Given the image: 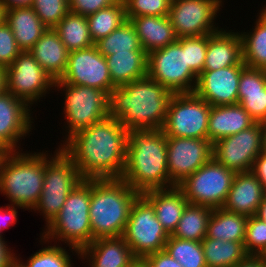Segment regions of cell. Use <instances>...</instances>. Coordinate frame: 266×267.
Masks as SVG:
<instances>
[{"label":"cell","instance_id":"1","mask_svg":"<svg viewBox=\"0 0 266 267\" xmlns=\"http://www.w3.org/2000/svg\"><path fill=\"white\" fill-rule=\"evenodd\" d=\"M129 131L110 115L72 135L61 150L83 179L121 178Z\"/></svg>","mask_w":266,"mask_h":267},{"label":"cell","instance_id":"2","mask_svg":"<svg viewBox=\"0 0 266 267\" xmlns=\"http://www.w3.org/2000/svg\"><path fill=\"white\" fill-rule=\"evenodd\" d=\"M173 93L145 76L116 86L109 95V115L128 131L162 129Z\"/></svg>","mask_w":266,"mask_h":267},{"label":"cell","instance_id":"3","mask_svg":"<svg viewBox=\"0 0 266 267\" xmlns=\"http://www.w3.org/2000/svg\"><path fill=\"white\" fill-rule=\"evenodd\" d=\"M121 179L140 194L170 188L167 136L162 129L129 131Z\"/></svg>","mask_w":266,"mask_h":267},{"label":"cell","instance_id":"4","mask_svg":"<svg viewBox=\"0 0 266 267\" xmlns=\"http://www.w3.org/2000/svg\"><path fill=\"white\" fill-rule=\"evenodd\" d=\"M139 195L121 178L91 179L92 241L122 237L132 204Z\"/></svg>","mask_w":266,"mask_h":267},{"label":"cell","instance_id":"5","mask_svg":"<svg viewBox=\"0 0 266 267\" xmlns=\"http://www.w3.org/2000/svg\"><path fill=\"white\" fill-rule=\"evenodd\" d=\"M45 153L10 151L0 175V192L10 205L32 211L42 194L45 175Z\"/></svg>","mask_w":266,"mask_h":267},{"label":"cell","instance_id":"6","mask_svg":"<svg viewBox=\"0 0 266 267\" xmlns=\"http://www.w3.org/2000/svg\"><path fill=\"white\" fill-rule=\"evenodd\" d=\"M90 198L91 179H83L68 194L60 212L45 226L40 242L61 240L69 246L71 252L79 255V251L92 242Z\"/></svg>","mask_w":266,"mask_h":267},{"label":"cell","instance_id":"7","mask_svg":"<svg viewBox=\"0 0 266 267\" xmlns=\"http://www.w3.org/2000/svg\"><path fill=\"white\" fill-rule=\"evenodd\" d=\"M58 148L52 156L45 154L42 194L38 203L33 207L34 211L37 210L43 215L46 226L60 212L68 194L83 180L73 161L61 150L60 146Z\"/></svg>","mask_w":266,"mask_h":267},{"label":"cell","instance_id":"8","mask_svg":"<svg viewBox=\"0 0 266 267\" xmlns=\"http://www.w3.org/2000/svg\"><path fill=\"white\" fill-rule=\"evenodd\" d=\"M147 76L173 94L193 93L198 75L186 58V37L147 54Z\"/></svg>","mask_w":266,"mask_h":267},{"label":"cell","instance_id":"9","mask_svg":"<svg viewBox=\"0 0 266 267\" xmlns=\"http://www.w3.org/2000/svg\"><path fill=\"white\" fill-rule=\"evenodd\" d=\"M64 92V117L67 128L66 142L76 132L109 116V95L98 88L85 85L54 83Z\"/></svg>","mask_w":266,"mask_h":267},{"label":"cell","instance_id":"10","mask_svg":"<svg viewBox=\"0 0 266 267\" xmlns=\"http://www.w3.org/2000/svg\"><path fill=\"white\" fill-rule=\"evenodd\" d=\"M235 172L221 165L213 157L178 187L189 204L222 208L235 176Z\"/></svg>","mask_w":266,"mask_h":267},{"label":"cell","instance_id":"11","mask_svg":"<svg viewBox=\"0 0 266 267\" xmlns=\"http://www.w3.org/2000/svg\"><path fill=\"white\" fill-rule=\"evenodd\" d=\"M122 237L136 258L165 248L169 235L158 221L153 205L142 194L132 204Z\"/></svg>","mask_w":266,"mask_h":267},{"label":"cell","instance_id":"12","mask_svg":"<svg viewBox=\"0 0 266 267\" xmlns=\"http://www.w3.org/2000/svg\"><path fill=\"white\" fill-rule=\"evenodd\" d=\"M210 109L194 92L173 94L162 131L167 137L208 139Z\"/></svg>","mask_w":266,"mask_h":267},{"label":"cell","instance_id":"13","mask_svg":"<svg viewBox=\"0 0 266 267\" xmlns=\"http://www.w3.org/2000/svg\"><path fill=\"white\" fill-rule=\"evenodd\" d=\"M54 79L41 67L29 51H21L6 68V91L24 101L29 107L52 88ZM31 105V106H30Z\"/></svg>","mask_w":266,"mask_h":267},{"label":"cell","instance_id":"14","mask_svg":"<svg viewBox=\"0 0 266 267\" xmlns=\"http://www.w3.org/2000/svg\"><path fill=\"white\" fill-rule=\"evenodd\" d=\"M222 0L171 1L169 19L177 38L214 34L222 28L214 25Z\"/></svg>","mask_w":266,"mask_h":267},{"label":"cell","instance_id":"15","mask_svg":"<svg viewBox=\"0 0 266 267\" xmlns=\"http://www.w3.org/2000/svg\"><path fill=\"white\" fill-rule=\"evenodd\" d=\"M262 153V128L256 122L237 134L218 139L213 143L212 157L235 173L249 172Z\"/></svg>","mask_w":266,"mask_h":267},{"label":"cell","instance_id":"16","mask_svg":"<svg viewBox=\"0 0 266 267\" xmlns=\"http://www.w3.org/2000/svg\"><path fill=\"white\" fill-rule=\"evenodd\" d=\"M55 83L94 87L108 95L116 87L112 83L106 58L95 45L69 52L66 70Z\"/></svg>","mask_w":266,"mask_h":267},{"label":"cell","instance_id":"17","mask_svg":"<svg viewBox=\"0 0 266 267\" xmlns=\"http://www.w3.org/2000/svg\"><path fill=\"white\" fill-rule=\"evenodd\" d=\"M212 151L213 144L208 139L167 137L170 188L206 164L212 158Z\"/></svg>","mask_w":266,"mask_h":267},{"label":"cell","instance_id":"18","mask_svg":"<svg viewBox=\"0 0 266 267\" xmlns=\"http://www.w3.org/2000/svg\"><path fill=\"white\" fill-rule=\"evenodd\" d=\"M245 66H230L198 75L194 93L211 106L238 104V86Z\"/></svg>","mask_w":266,"mask_h":267},{"label":"cell","instance_id":"19","mask_svg":"<svg viewBox=\"0 0 266 267\" xmlns=\"http://www.w3.org/2000/svg\"><path fill=\"white\" fill-rule=\"evenodd\" d=\"M30 108L10 92L5 91L0 95V145L2 147L10 151H19L18 142L32 130L34 119Z\"/></svg>","mask_w":266,"mask_h":267},{"label":"cell","instance_id":"20","mask_svg":"<svg viewBox=\"0 0 266 267\" xmlns=\"http://www.w3.org/2000/svg\"><path fill=\"white\" fill-rule=\"evenodd\" d=\"M221 29L208 35V46L203 71L230 66H246L243 62L242 38L239 32Z\"/></svg>","mask_w":266,"mask_h":267},{"label":"cell","instance_id":"21","mask_svg":"<svg viewBox=\"0 0 266 267\" xmlns=\"http://www.w3.org/2000/svg\"><path fill=\"white\" fill-rule=\"evenodd\" d=\"M78 257L87 259L88 267H131L136 259L123 237L93 240Z\"/></svg>","mask_w":266,"mask_h":267},{"label":"cell","instance_id":"22","mask_svg":"<svg viewBox=\"0 0 266 267\" xmlns=\"http://www.w3.org/2000/svg\"><path fill=\"white\" fill-rule=\"evenodd\" d=\"M264 186L251 172L236 173L223 209L251 217L263 200Z\"/></svg>","mask_w":266,"mask_h":267},{"label":"cell","instance_id":"23","mask_svg":"<svg viewBox=\"0 0 266 267\" xmlns=\"http://www.w3.org/2000/svg\"><path fill=\"white\" fill-rule=\"evenodd\" d=\"M238 104L256 121L266 120V70L245 66L240 75Z\"/></svg>","mask_w":266,"mask_h":267},{"label":"cell","instance_id":"24","mask_svg":"<svg viewBox=\"0 0 266 267\" xmlns=\"http://www.w3.org/2000/svg\"><path fill=\"white\" fill-rule=\"evenodd\" d=\"M142 195L153 205L156 217L164 230L168 235H172L189 204L184 192L178 186H174L167 189H152Z\"/></svg>","mask_w":266,"mask_h":267},{"label":"cell","instance_id":"25","mask_svg":"<svg viewBox=\"0 0 266 267\" xmlns=\"http://www.w3.org/2000/svg\"><path fill=\"white\" fill-rule=\"evenodd\" d=\"M255 123L256 121L240 104L211 106L208 121V140L213 144L218 139L237 134Z\"/></svg>","mask_w":266,"mask_h":267},{"label":"cell","instance_id":"26","mask_svg":"<svg viewBox=\"0 0 266 267\" xmlns=\"http://www.w3.org/2000/svg\"><path fill=\"white\" fill-rule=\"evenodd\" d=\"M29 52L54 81L62 77L67 67L69 51L53 28H48Z\"/></svg>","mask_w":266,"mask_h":267},{"label":"cell","instance_id":"27","mask_svg":"<svg viewBox=\"0 0 266 267\" xmlns=\"http://www.w3.org/2000/svg\"><path fill=\"white\" fill-rule=\"evenodd\" d=\"M129 21L147 54L175 43L178 39L169 16H138L130 18Z\"/></svg>","mask_w":266,"mask_h":267},{"label":"cell","instance_id":"28","mask_svg":"<svg viewBox=\"0 0 266 267\" xmlns=\"http://www.w3.org/2000/svg\"><path fill=\"white\" fill-rule=\"evenodd\" d=\"M4 20L11 28L21 51H29L48 29L31 6L5 9Z\"/></svg>","mask_w":266,"mask_h":267},{"label":"cell","instance_id":"29","mask_svg":"<svg viewBox=\"0 0 266 267\" xmlns=\"http://www.w3.org/2000/svg\"><path fill=\"white\" fill-rule=\"evenodd\" d=\"M105 58L115 86H122L147 76V53L145 51L115 53Z\"/></svg>","mask_w":266,"mask_h":267},{"label":"cell","instance_id":"30","mask_svg":"<svg viewBox=\"0 0 266 267\" xmlns=\"http://www.w3.org/2000/svg\"><path fill=\"white\" fill-rule=\"evenodd\" d=\"M248 218L223 208L213 209L205 238L244 243Z\"/></svg>","mask_w":266,"mask_h":267},{"label":"cell","instance_id":"31","mask_svg":"<svg viewBox=\"0 0 266 267\" xmlns=\"http://www.w3.org/2000/svg\"><path fill=\"white\" fill-rule=\"evenodd\" d=\"M260 12L252 31H242L240 35L244 64L266 70V5Z\"/></svg>","mask_w":266,"mask_h":267},{"label":"cell","instance_id":"32","mask_svg":"<svg viewBox=\"0 0 266 267\" xmlns=\"http://www.w3.org/2000/svg\"><path fill=\"white\" fill-rule=\"evenodd\" d=\"M53 29L69 52L95 45L90 36L86 16L70 11Z\"/></svg>","mask_w":266,"mask_h":267},{"label":"cell","instance_id":"33","mask_svg":"<svg viewBox=\"0 0 266 267\" xmlns=\"http://www.w3.org/2000/svg\"><path fill=\"white\" fill-rule=\"evenodd\" d=\"M207 267H234L248 254L244 243L204 238L202 241Z\"/></svg>","mask_w":266,"mask_h":267},{"label":"cell","instance_id":"34","mask_svg":"<svg viewBox=\"0 0 266 267\" xmlns=\"http://www.w3.org/2000/svg\"><path fill=\"white\" fill-rule=\"evenodd\" d=\"M212 210L207 206L188 204L171 236L201 242L206 237Z\"/></svg>","mask_w":266,"mask_h":267},{"label":"cell","instance_id":"35","mask_svg":"<svg viewBox=\"0 0 266 267\" xmlns=\"http://www.w3.org/2000/svg\"><path fill=\"white\" fill-rule=\"evenodd\" d=\"M86 18L90 36L95 44L127 20L124 2L123 0H117L111 6L100 9L96 13L86 16Z\"/></svg>","mask_w":266,"mask_h":267},{"label":"cell","instance_id":"36","mask_svg":"<svg viewBox=\"0 0 266 267\" xmlns=\"http://www.w3.org/2000/svg\"><path fill=\"white\" fill-rule=\"evenodd\" d=\"M95 46L104 57L128 51H144L135 28L129 20H126L108 36L97 41Z\"/></svg>","mask_w":266,"mask_h":267},{"label":"cell","instance_id":"37","mask_svg":"<svg viewBox=\"0 0 266 267\" xmlns=\"http://www.w3.org/2000/svg\"><path fill=\"white\" fill-rule=\"evenodd\" d=\"M164 250L182 267H207L201 242L179 239L169 235Z\"/></svg>","mask_w":266,"mask_h":267},{"label":"cell","instance_id":"38","mask_svg":"<svg viewBox=\"0 0 266 267\" xmlns=\"http://www.w3.org/2000/svg\"><path fill=\"white\" fill-rule=\"evenodd\" d=\"M66 249L61 246H46L32 254L30 258L23 262L19 257L16 258L24 267H73L71 256Z\"/></svg>","mask_w":266,"mask_h":267},{"label":"cell","instance_id":"39","mask_svg":"<svg viewBox=\"0 0 266 267\" xmlns=\"http://www.w3.org/2000/svg\"><path fill=\"white\" fill-rule=\"evenodd\" d=\"M31 7L47 28H54L70 12L68 0H33Z\"/></svg>","mask_w":266,"mask_h":267},{"label":"cell","instance_id":"40","mask_svg":"<svg viewBox=\"0 0 266 267\" xmlns=\"http://www.w3.org/2000/svg\"><path fill=\"white\" fill-rule=\"evenodd\" d=\"M126 18L138 16H168L171 0H123Z\"/></svg>","mask_w":266,"mask_h":267},{"label":"cell","instance_id":"41","mask_svg":"<svg viewBox=\"0 0 266 267\" xmlns=\"http://www.w3.org/2000/svg\"><path fill=\"white\" fill-rule=\"evenodd\" d=\"M266 245V222L255 215L248 218L244 248L248 255H257Z\"/></svg>","mask_w":266,"mask_h":267},{"label":"cell","instance_id":"42","mask_svg":"<svg viewBox=\"0 0 266 267\" xmlns=\"http://www.w3.org/2000/svg\"><path fill=\"white\" fill-rule=\"evenodd\" d=\"M208 35L186 37V58L189 67L200 75L204 69Z\"/></svg>","mask_w":266,"mask_h":267},{"label":"cell","instance_id":"43","mask_svg":"<svg viewBox=\"0 0 266 267\" xmlns=\"http://www.w3.org/2000/svg\"><path fill=\"white\" fill-rule=\"evenodd\" d=\"M20 52L14 34L4 20L0 24V66L9 67Z\"/></svg>","mask_w":266,"mask_h":267},{"label":"cell","instance_id":"44","mask_svg":"<svg viewBox=\"0 0 266 267\" xmlns=\"http://www.w3.org/2000/svg\"><path fill=\"white\" fill-rule=\"evenodd\" d=\"M117 0H68L70 11L75 14L88 16L100 9L107 8Z\"/></svg>","mask_w":266,"mask_h":267},{"label":"cell","instance_id":"45","mask_svg":"<svg viewBox=\"0 0 266 267\" xmlns=\"http://www.w3.org/2000/svg\"><path fill=\"white\" fill-rule=\"evenodd\" d=\"M18 207L21 209H25L22 206L19 205H7L4 207L0 206V237L3 238L2 231L7 229L8 227H11L17 222V213L18 211L16 210Z\"/></svg>","mask_w":266,"mask_h":267},{"label":"cell","instance_id":"46","mask_svg":"<svg viewBox=\"0 0 266 267\" xmlns=\"http://www.w3.org/2000/svg\"><path fill=\"white\" fill-rule=\"evenodd\" d=\"M145 259L152 267H182V265L172 258L165 250L149 254Z\"/></svg>","mask_w":266,"mask_h":267},{"label":"cell","instance_id":"47","mask_svg":"<svg viewBox=\"0 0 266 267\" xmlns=\"http://www.w3.org/2000/svg\"><path fill=\"white\" fill-rule=\"evenodd\" d=\"M251 172L257 177V179L266 186V154L261 153L254 161Z\"/></svg>","mask_w":266,"mask_h":267},{"label":"cell","instance_id":"48","mask_svg":"<svg viewBox=\"0 0 266 267\" xmlns=\"http://www.w3.org/2000/svg\"><path fill=\"white\" fill-rule=\"evenodd\" d=\"M16 258L15 253L8 248L4 238L0 237V267H10Z\"/></svg>","mask_w":266,"mask_h":267},{"label":"cell","instance_id":"49","mask_svg":"<svg viewBox=\"0 0 266 267\" xmlns=\"http://www.w3.org/2000/svg\"><path fill=\"white\" fill-rule=\"evenodd\" d=\"M234 267H266V264L257 255H247L242 261Z\"/></svg>","mask_w":266,"mask_h":267},{"label":"cell","instance_id":"50","mask_svg":"<svg viewBox=\"0 0 266 267\" xmlns=\"http://www.w3.org/2000/svg\"><path fill=\"white\" fill-rule=\"evenodd\" d=\"M5 9L13 7L31 6L33 0H0Z\"/></svg>","mask_w":266,"mask_h":267},{"label":"cell","instance_id":"51","mask_svg":"<svg viewBox=\"0 0 266 267\" xmlns=\"http://www.w3.org/2000/svg\"><path fill=\"white\" fill-rule=\"evenodd\" d=\"M6 91V67L0 66V95Z\"/></svg>","mask_w":266,"mask_h":267},{"label":"cell","instance_id":"52","mask_svg":"<svg viewBox=\"0 0 266 267\" xmlns=\"http://www.w3.org/2000/svg\"><path fill=\"white\" fill-rule=\"evenodd\" d=\"M256 217L266 222V200H262L255 214Z\"/></svg>","mask_w":266,"mask_h":267},{"label":"cell","instance_id":"53","mask_svg":"<svg viewBox=\"0 0 266 267\" xmlns=\"http://www.w3.org/2000/svg\"><path fill=\"white\" fill-rule=\"evenodd\" d=\"M131 267H152L145 258H136Z\"/></svg>","mask_w":266,"mask_h":267},{"label":"cell","instance_id":"54","mask_svg":"<svg viewBox=\"0 0 266 267\" xmlns=\"http://www.w3.org/2000/svg\"><path fill=\"white\" fill-rule=\"evenodd\" d=\"M260 123L262 128V152L266 154V120Z\"/></svg>","mask_w":266,"mask_h":267},{"label":"cell","instance_id":"55","mask_svg":"<svg viewBox=\"0 0 266 267\" xmlns=\"http://www.w3.org/2000/svg\"><path fill=\"white\" fill-rule=\"evenodd\" d=\"M10 150L3 147L0 149V175H1V169H2V165L6 159V157L9 155Z\"/></svg>","mask_w":266,"mask_h":267},{"label":"cell","instance_id":"56","mask_svg":"<svg viewBox=\"0 0 266 267\" xmlns=\"http://www.w3.org/2000/svg\"><path fill=\"white\" fill-rule=\"evenodd\" d=\"M257 256L263 260L266 264V245L261 249V251L257 254Z\"/></svg>","mask_w":266,"mask_h":267},{"label":"cell","instance_id":"57","mask_svg":"<svg viewBox=\"0 0 266 267\" xmlns=\"http://www.w3.org/2000/svg\"><path fill=\"white\" fill-rule=\"evenodd\" d=\"M5 19V8L3 3L0 1V24L4 21Z\"/></svg>","mask_w":266,"mask_h":267},{"label":"cell","instance_id":"58","mask_svg":"<svg viewBox=\"0 0 266 267\" xmlns=\"http://www.w3.org/2000/svg\"><path fill=\"white\" fill-rule=\"evenodd\" d=\"M10 267H24L17 259L10 265Z\"/></svg>","mask_w":266,"mask_h":267},{"label":"cell","instance_id":"59","mask_svg":"<svg viewBox=\"0 0 266 267\" xmlns=\"http://www.w3.org/2000/svg\"><path fill=\"white\" fill-rule=\"evenodd\" d=\"M263 199L266 200V186H264Z\"/></svg>","mask_w":266,"mask_h":267}]
</instances>
